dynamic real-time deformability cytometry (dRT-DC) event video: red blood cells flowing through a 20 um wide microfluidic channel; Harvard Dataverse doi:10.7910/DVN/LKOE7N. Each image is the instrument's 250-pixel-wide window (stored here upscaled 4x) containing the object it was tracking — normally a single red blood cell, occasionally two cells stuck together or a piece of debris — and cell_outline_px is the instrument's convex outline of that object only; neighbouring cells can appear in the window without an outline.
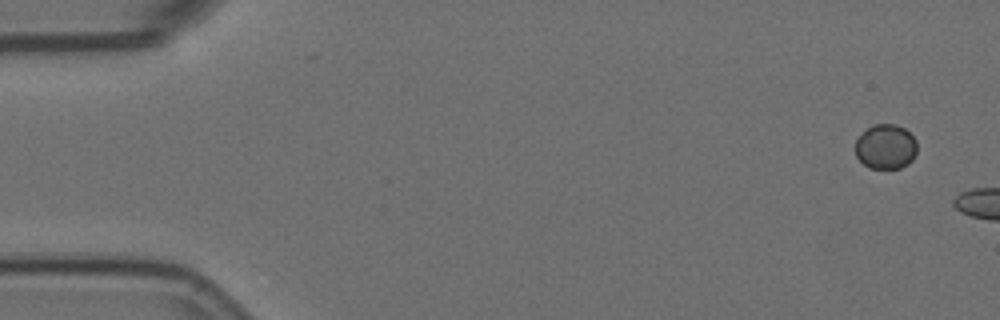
{"species": "Egyptian fruit bat (a non-hibernating species)", "species_latin": "Rousettus aegyptiacus", "temperature_condition": "room temperature", "stored_images_in_passage": 3, "camera_frame_rate_fps": 3000, "um_per_image_px": 0.085, "animal": {"sex": "female"}, "frame": {"image": 1, "passage_image": 1, "time_ms": 0.0, "image_size_px": [1000, 320], "cell_outline_px": [[916, 152], [912, 160], [908, 164], [900, 168], [868, 168], [856, 156], [856, 140], [872, 124], [896, 124], [904, 128], [916, 140]], "centroid_in_image_um": [75.29, 12.47], "position_along_channel_um": 9.7, "area_um2": 16.01}}